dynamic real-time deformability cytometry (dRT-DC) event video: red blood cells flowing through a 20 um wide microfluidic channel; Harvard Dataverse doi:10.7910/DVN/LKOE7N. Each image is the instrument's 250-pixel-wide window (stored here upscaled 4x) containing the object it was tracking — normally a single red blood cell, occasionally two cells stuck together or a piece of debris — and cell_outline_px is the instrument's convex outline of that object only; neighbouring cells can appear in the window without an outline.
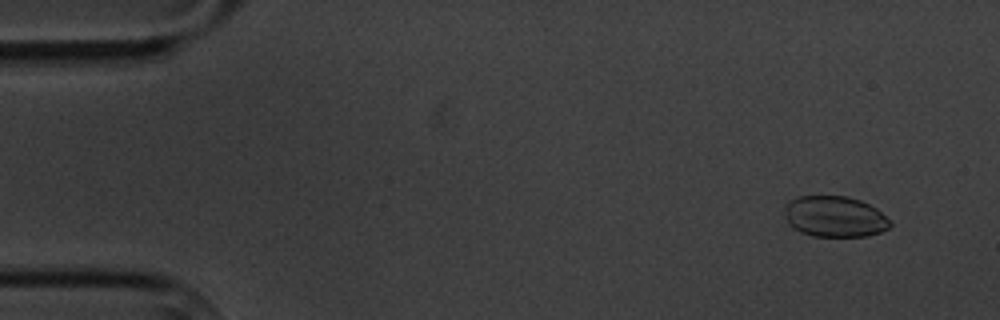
{"species": "common noctule bat (a hibernating species)", "species_latin": "Nyctalus noctula", "temperature_condition": "cold", "stored_images_in_passage": 10, "camera_frame_rate_fps": 3000, "um_per_image_px": 0.085, "animal": {"sex": "male", "body_mass_g": 20.1, "forearm_length_mm": 53.5}, "frame": {"image": 1, "passage_image": 2, "time_ms": 1.0, "image_size_px": [1000, 320], "cell_outline_px": [[892, 224], [888, 228], [880, 232], [868, 236], [812, 236], [800, 232], [792, 228], [788, 224], [784, 208], [792, 200], [800, 196], [848, 196], [860, 200], [876, 208], [892, 220]], "centroid_in_image_um": [70.98, 18.42], "position_along_channel_um": 14.0, "area_um2": 25.26}}
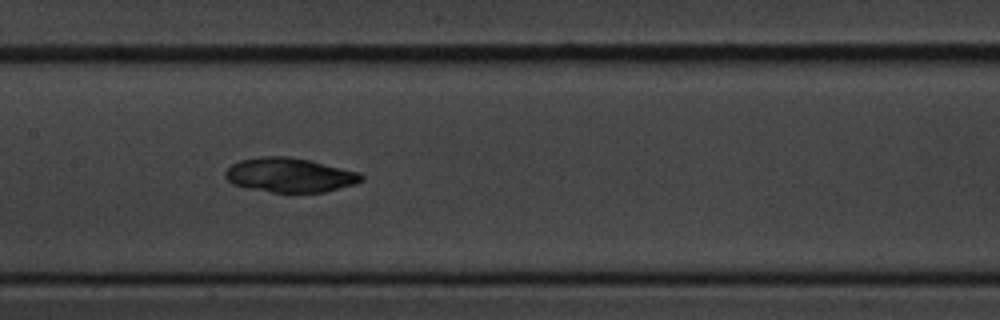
{"frame": {"image": 2, "passage_image": 9, "time_ms": 9.0, "image_size_px": [1000, 320], "cell_outline_px": [[364, 180], [356, 184], [324, 192], [288, 196], [248, 188], [232, 184], [224, 176], [224, 172], [232, 164], [240, 160], [264, 156], [284, 156], [308, 160], [360, 172], [364, 176]], "centroid_in_image_um": [24.64, 14.93], "position_along_channel_um": 182.8, "area_um2": 28.03}}
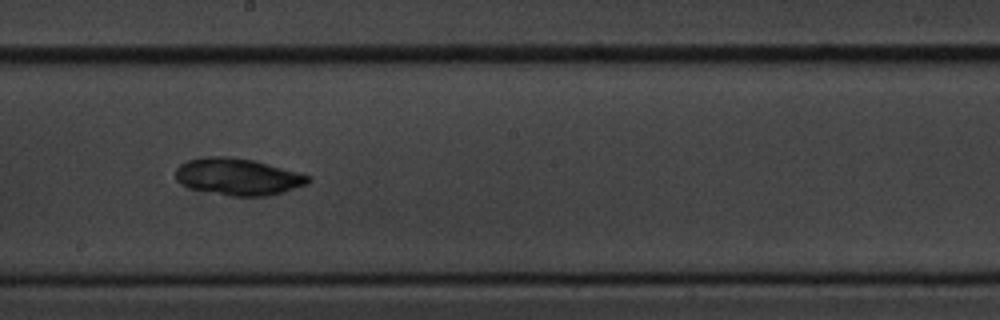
{"frame": {"image": 3, "passage_image": 10, "time_ms": 10.333, "image_size_px": [1000, 320], "cell_outline_px": [[312, 176], [308, 184], [268, 196], [232, 196], [188, 188], [180, 184], [176, 180], [176, 168], [180, 164], [188, 160], [212, 156], [232, 156], [252, 160], [300, 172]], "centroid_in_image_um": [20.23, 15.02], "position_along_channel_um": 228.0, "area_um2": 28.55}}